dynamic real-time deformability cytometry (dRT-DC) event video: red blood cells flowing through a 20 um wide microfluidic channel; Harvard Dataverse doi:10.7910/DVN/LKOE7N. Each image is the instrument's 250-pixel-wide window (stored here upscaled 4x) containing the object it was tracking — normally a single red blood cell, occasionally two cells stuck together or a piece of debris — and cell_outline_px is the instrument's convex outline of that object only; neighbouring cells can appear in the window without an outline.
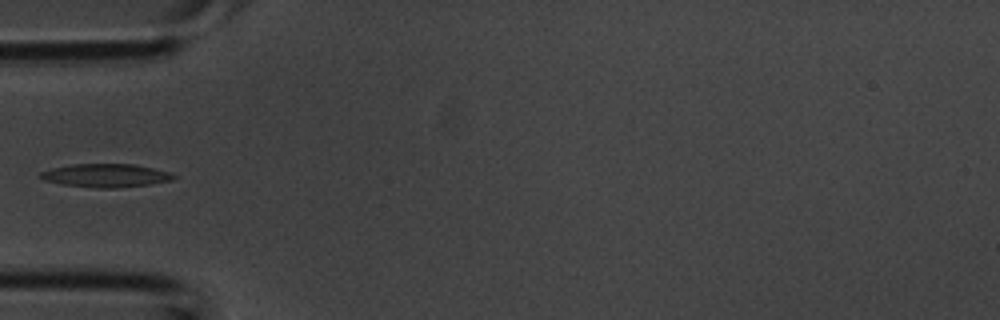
{"species": "common noctule bat (a hibernating species)", "species_latin": "Nyctalus noctula", "temperature_condition": "room temperature", "stored_images_in_passage": 4, "camera_frame_rate_fps": 3000, "um_per_image_px": 0.085, "animal": {"sex": "male", "body_mass_g": 20.1, "forearm_length_mm": 53.5}, "frame": {"image": 1, "passage_image": 4, "time_ms": 1.0, "image_size_px": [1000, 320], "cell_outline_px": [[176, 176], [172, 180], [148, 184], [116, 188], [96, 188], [60, 184], [44, 180], [36, 176], [40, 172], [52, 168], [72, 164], [136, 164], [168, 172]], "centroid_in_image_um": [8.92, 14.92], "position_along_channel_um": 76.1, "area_um2": 18.09}}